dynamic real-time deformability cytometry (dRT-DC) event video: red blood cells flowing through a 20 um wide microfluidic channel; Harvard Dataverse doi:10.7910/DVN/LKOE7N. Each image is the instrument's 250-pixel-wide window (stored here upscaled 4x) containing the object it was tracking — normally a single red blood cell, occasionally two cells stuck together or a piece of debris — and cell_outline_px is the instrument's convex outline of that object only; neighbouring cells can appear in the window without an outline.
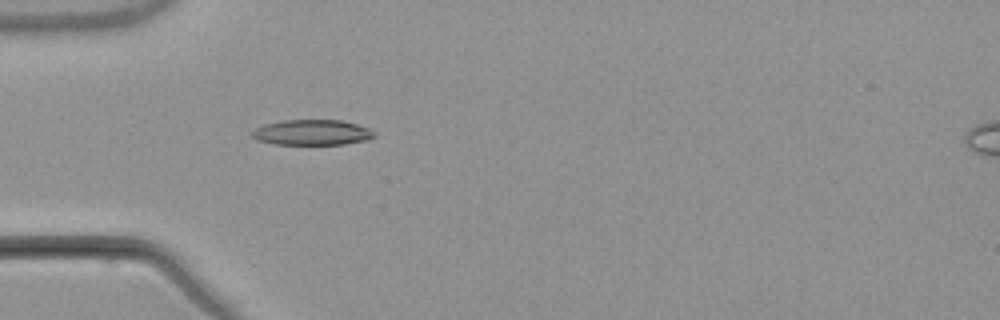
{"species": "common noctule bat (a hibernating species)", "species_latin": "Nyctalus noctula", "temperature_condition": "warm", "stored_images_in_passage": 5, "camera_frame_rate_fps": 3000, "um_per_image_px": 0.085, "animal": {"sex": "male", "body_mass_g": 21.5, "forearm_length_mm": 52.0}, "frame": {"image": 1, "passage_image": 5, "time_ms": 4.667, "image_size_px": [1000, 320], "cell_outline_px": [[376, 136], [368, 140], [344, 144], [276, 144], [256, 140], [248, 132], [264, 124], [284, 120], [340, 120], [356, 124], [368, 128], [376, 132]], "centroid_in_image_um": [26.52, 11.26], "position_along_channel_um": 58.5, "area_um2": 18.21}}